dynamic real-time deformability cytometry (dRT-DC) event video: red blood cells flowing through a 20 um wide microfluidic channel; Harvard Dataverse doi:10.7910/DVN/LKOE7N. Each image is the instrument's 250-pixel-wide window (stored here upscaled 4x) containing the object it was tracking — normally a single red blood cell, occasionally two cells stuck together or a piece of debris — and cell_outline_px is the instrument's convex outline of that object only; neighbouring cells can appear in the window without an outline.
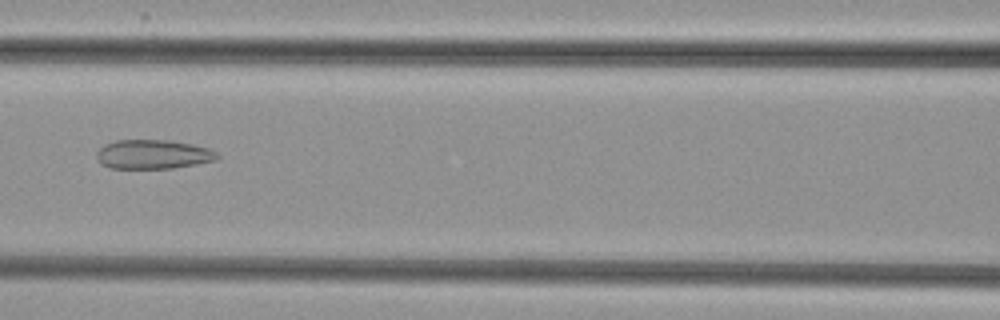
{"species": "common noctule bat (a hibernating species)", "species_latin": "Nyctalus noctula", "temperature_condition": "cold", "stored_images_in_passage": 26, "camera_frame_rate_fps": 3000, "um_per_image_px": 0.085, "animal": {"sex": "female", "body_mass_g": 29.2, "forearm_length_mm": 56.3}, "frame": {"image": 1, "passage_image": 8, "time_ms": 2.333, "image_size_px": [1000, 320], "cell_outline_px": [[220, 156], [216, 160], [196, 164], [172, 168], [108, 168], [100, 164], [96, 160], [96, 152], [104, 144], [116, 140], [172, 140], [192, 144], [208, 148], [216, 152]], "centroid_in_image_um": [12.97, 13.12], "position_along_channel_um": 153.6, "area_um2": 20.69}}
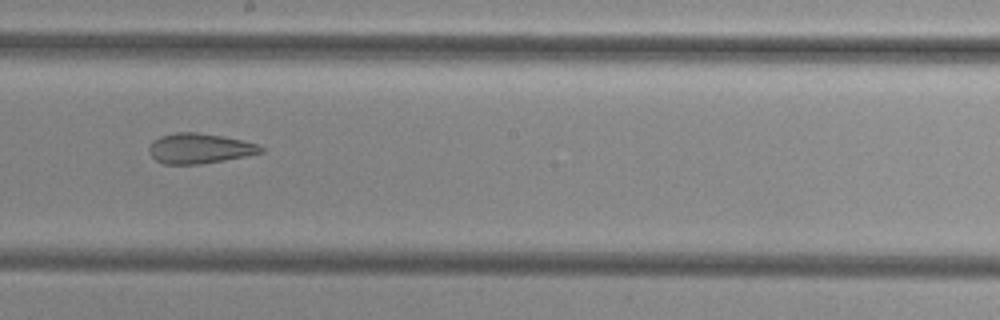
{"frame": {"image": 2, "passage_image": 14, "time_ms": 4.333, "image_size_px": [1000, 320], "cell_outline_px": [[264, 152], [224, 160], [200, 164], [164, 164], [156, 160], [148, 152], [148, 148], [152, 140], [160, 136], [176, 132], [196, 132], [224, 136], [256, 144], [264, 148]], "centroid_in_image_um": [16.92, 12.61], "position_along_channel_um": 231.3, "area_um2": 19.59}}
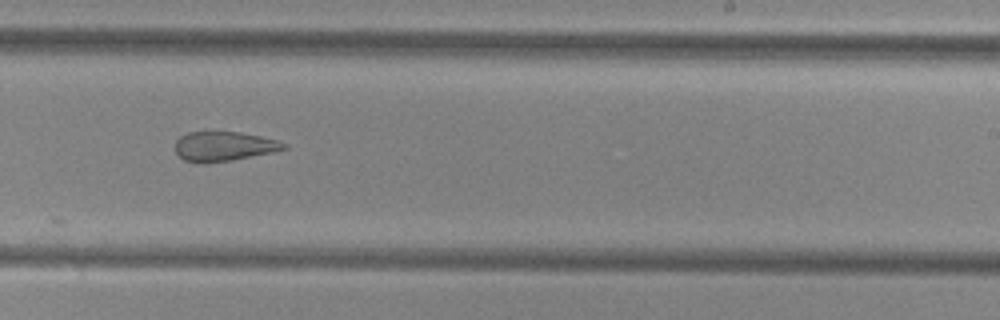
{"frame": {"image": 3, "passage_image": 17, "time_ms": 5.333, "image_size_px": [1000, 320], "cell_outline_px": [[288, 148], [272, 152], [232, 160], [204, 164], [200, 164], [184, 160], [176, 152], [176, 140], [180, 136], [188, 132], [240, 132], [260, 136], [276, 140], [288, 144]], "centroid_in_image_um": [19.02, 12.45], "position_along_channel_um": 270.0, "area_um2": 18.73}}